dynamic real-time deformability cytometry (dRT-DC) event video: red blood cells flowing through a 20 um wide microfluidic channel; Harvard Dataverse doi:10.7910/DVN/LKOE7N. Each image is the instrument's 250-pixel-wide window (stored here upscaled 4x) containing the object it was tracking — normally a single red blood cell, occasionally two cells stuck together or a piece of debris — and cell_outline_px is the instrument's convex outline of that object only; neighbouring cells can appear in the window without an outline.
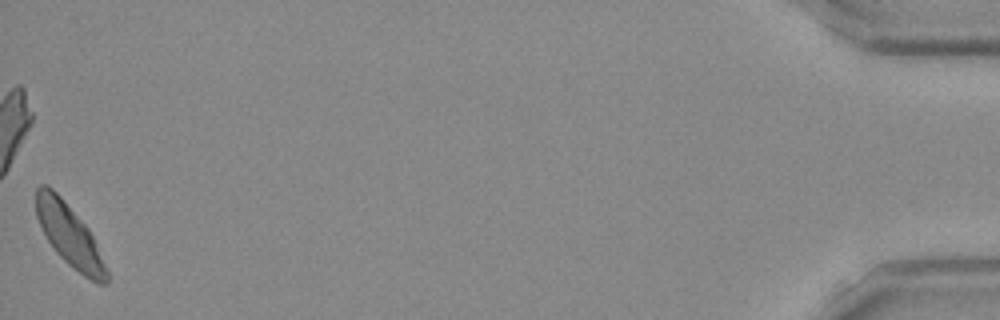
{"species": "Egyptian fruit bat (a non-hibernating species)", "species_latin": "Rousettus aegyptiacus", "temperature_condition": "room temperature", "stored_images_in_passage": 37, "camera_frame_rate_fps": 3000, "um_per_image_px": 0.085, "frame": {"image": 1, "passage_image": 37, "time_ms": 12.0, "image_size_px": [1000, 320], "cell_outline_px": [[108, 284], [96, 284], [72, 268], [56, 252], [48, 240], [36, 216], [36, 188], [40, 184], [44, 184], [52, 188], [60, 196], [88, 228], [92, 236], [108, 272]], "centroid_in_image_um": [5.9, 20.02], "position_along_channel_um": 429.3, "area_um2": 25.03}}